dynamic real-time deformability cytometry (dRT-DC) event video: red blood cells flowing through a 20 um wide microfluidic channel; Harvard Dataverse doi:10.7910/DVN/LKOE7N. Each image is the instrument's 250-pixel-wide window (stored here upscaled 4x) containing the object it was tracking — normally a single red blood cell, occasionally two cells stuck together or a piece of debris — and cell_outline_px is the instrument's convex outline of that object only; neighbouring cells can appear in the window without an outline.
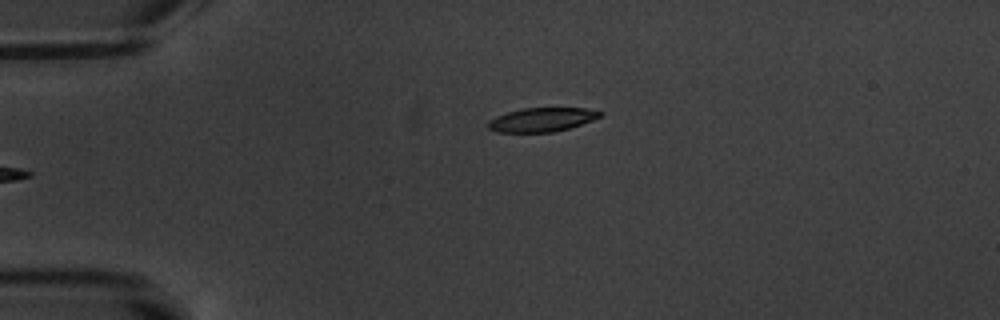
{"species": "common noctule bat (a hibernating species)", "species_latin": "Nyctalus noctula", "temperature_condition": "warm", "stored_images_in_passage": 6, "camera_frame_rate_fps": 3000, "um_per_image_px": 0.085, "animal": {"sex": "male", "body_mass_g": 20.1, "forearm_length_mm": 53.5}, "frame": {"image": 1, "passage_image": 6, "time_ms": 6.0, "image_size_px": [1000, 320], "cell_outline_px": [[604, 116], [568, 128], [552, 132], [496, 132], [488, 128], [488, 120], [496, 116], [508, 112], [524, 108], [584, 108], [604, 112]], "centroid_in_image_um": [46.06, 10.17], "position_along_channel_um": 38.9, "area_um2": 15.55}}